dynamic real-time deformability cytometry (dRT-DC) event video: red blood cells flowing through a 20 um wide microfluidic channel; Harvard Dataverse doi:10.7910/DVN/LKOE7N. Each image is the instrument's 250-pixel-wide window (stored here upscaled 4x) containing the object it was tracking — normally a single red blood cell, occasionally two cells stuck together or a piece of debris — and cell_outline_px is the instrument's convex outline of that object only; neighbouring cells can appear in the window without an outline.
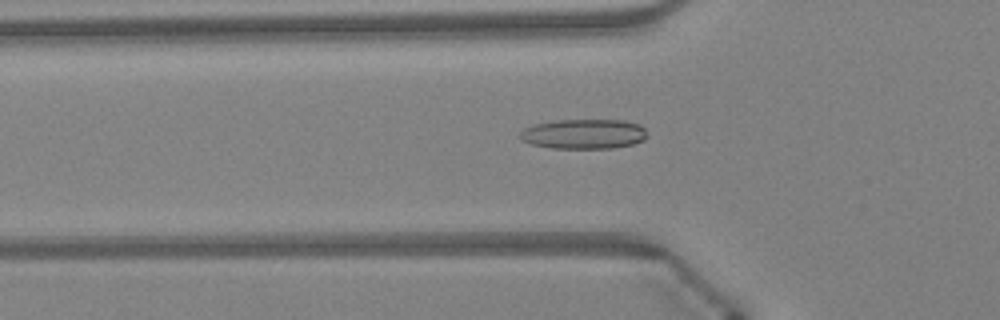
{"species": "Egyptian fruit bat (a non-hibernating species)", "species_latin": "Rousettus aegyptiacus", "temperature_condition": "warm", "stored_images_in_passage": 39, "camera_frame_rate_fps": 3000, "um_per_image_px": 0.085, "animal": {"sex": "female"}, "frame": {"image": 1, "passage_image": 8, "time_ms": 2.333, "image_size_px": [1000, 320], "cell_outline_px": [[648, 136], [644, 140], [632, 144], [612, 148], [552, 148], [532, 144], [520, 140], [520, 132], [524, 128], [532, 124], [556, 120], [624, 120], [640, 124], [648, 132]], "centroid_in_image_um": [49.63, 11.38], "position_along_channel_um": 76.2, "area_um2": 22.31}}
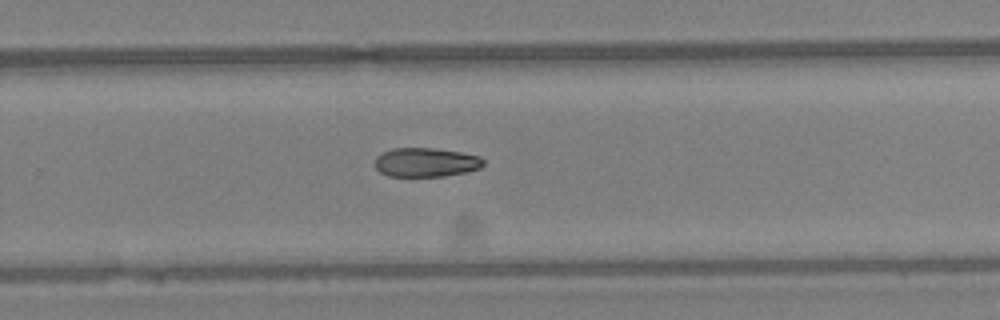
{"frame": {"image": 2, "passage_image": 23, "time_ms": 7.333, "image_size_px": [1000, 320], "cell_outline_px": [[484, 164], [480, 168], [464, 172], [444, 176], [388, 176], [380, 172], [376, 168], [376, 156], [392, 148], [432, 148], [460, 152], [480, 156], [484, 160]], "centroid_in_image_um": [36.2, 13.79], "position_along_channel_um": 293.6, "area_um2": 18.26}}
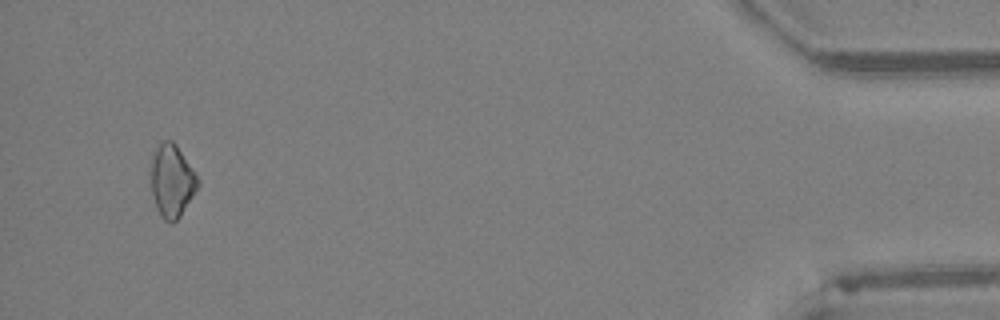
{"frame": {"image": 3, "passage_image": 37, "time_ms": 12.0, "image_size_px": [1000, 320], "cell_outline_px": [[200, 184], [180, 216], [172, 224], [164, 220], [160, 216], [156, 208], [152, 192], [152, 156], [156, 148], [164, 140], [172, 140], [176, 144], [200, 180]], "centroid_in_image_um": [14.62, 15.39], "position_along_channel_um": 420.6, "area_um2": 19.65}}